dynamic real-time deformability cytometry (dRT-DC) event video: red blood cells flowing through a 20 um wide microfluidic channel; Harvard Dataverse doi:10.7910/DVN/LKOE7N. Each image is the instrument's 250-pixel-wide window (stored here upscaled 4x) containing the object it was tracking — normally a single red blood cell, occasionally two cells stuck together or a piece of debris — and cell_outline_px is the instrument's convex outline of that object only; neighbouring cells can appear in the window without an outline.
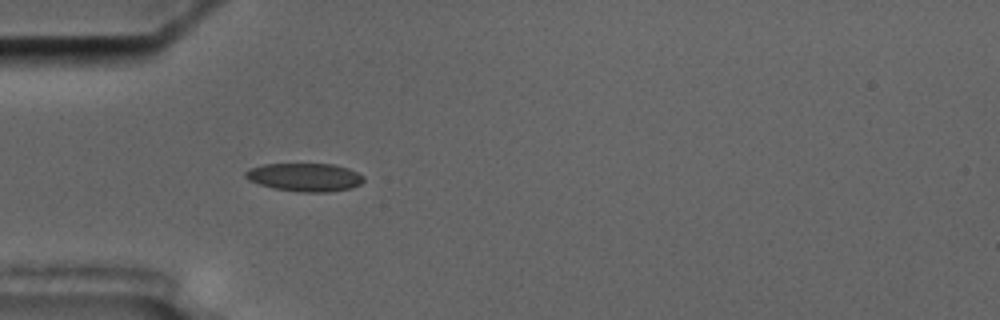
{"species": "common noctule bat (a hibernating species)", "species_latin": "Nyctalus noctula", "temperature_condition": "cold", "stored_images_in_passage": 5, "camera_frame_rate_fps": 3000, "um_per_image_px": 0.085, "animal": {"sex": "male", "body_mass_g": 17.5, "forearm_length_mm": 52.3}, "frame": {"image": 1, "passage_image": 5, "time_ms": 5.0, "image_size_px": [1000, 320], "cell_outline_px": [[364, 180], [360, 184], [352, 188], [328, 192], [296, 192], [276, 188], [260, 184], [248, 180], [244, 176], [244, 172], [248, 168], [264, 164], [332, 164], [348, 168], [364, 176]], "centroid_in_image_um": [25.9, 15.06], "position_along_channel_um": 59.1, "area_um2": 19.48}}